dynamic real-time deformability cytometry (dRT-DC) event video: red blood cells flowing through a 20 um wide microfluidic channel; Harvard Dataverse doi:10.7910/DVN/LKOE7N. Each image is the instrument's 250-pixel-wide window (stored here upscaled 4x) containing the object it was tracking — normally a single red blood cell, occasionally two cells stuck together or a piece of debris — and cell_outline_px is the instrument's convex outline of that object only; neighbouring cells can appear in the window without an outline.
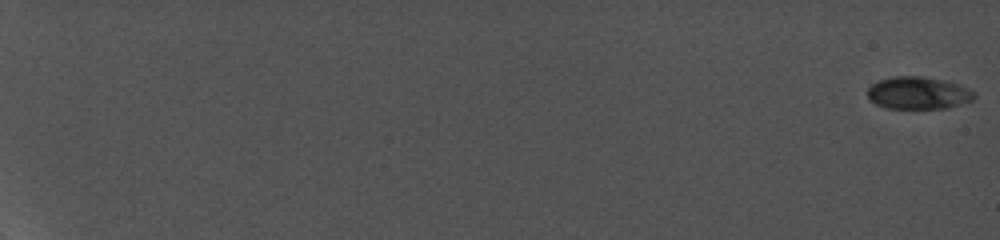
{"species": "common noctule bat (a hibernating species)", "species_latin": "Nyctalus noctula", "temperature_condition": "cold", "stored_images_in_passage": 19, "camera_frame_rate_fps": 5000, "um_per_image_px": 0.085, "animal": {"sex": "female", "body_mass_g": 19.0, "forearm_length_mm": 56.7}, "frame": {"image": 1, "passage_image": 1, "time_ms": 0.0, "image_size_px": [1000, 240], "cell_outline_px": [[976, 96], [972, 100], [948, 108], [884, 108], [876, 104], [868, 96], [868, 88], [872, 84], [880, 80], [892, 76], [924, 76], [944, 80], [960, 84], [972, 92]], "centroid_in_image_um": [78.04, 7.89], "position_along_channel_um": 7.0, "area_um2": 20.06}}
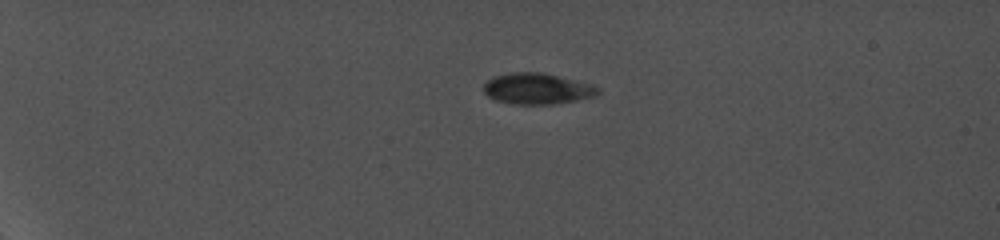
{"frame": {"image": 2, "passage_image": 10, "time_ms": 5.6, "image_size_px": [1000, 240], "cell_outline_px": [[600, 92], [596, 96], [576, 100], [552, 104], [512, 104], [496, 100], [488, 96], [484, 92], [484, 84], [492, 76], [512, 72], [544, 72], [596, 84], [600, 88]], "centroid_in_image_um": [45.71, 7.52], "position_along_channel_um": 39.3, "area_um2": 21.04}}
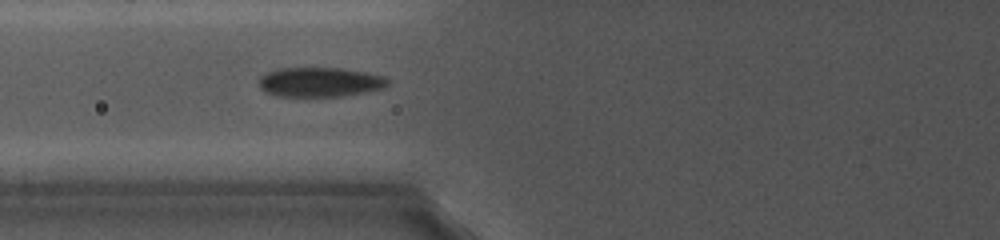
{"frame": {"image": 3, "passage_image": 16, "time_ms": 9.6, "image_size_px": [1000, 240], "cell_outline_px": [[392, 80], [384, 88], [368, 92], [340, 96], [276, 96], [264, 92], [260, 88], [260, 76], [276, 68], [344, 68], [368, 72], [384, 76]], "centroid_in_image_um": [27.23, 6.97], "position_along_channel_um": 98.6, "area_um2": 22.48}}